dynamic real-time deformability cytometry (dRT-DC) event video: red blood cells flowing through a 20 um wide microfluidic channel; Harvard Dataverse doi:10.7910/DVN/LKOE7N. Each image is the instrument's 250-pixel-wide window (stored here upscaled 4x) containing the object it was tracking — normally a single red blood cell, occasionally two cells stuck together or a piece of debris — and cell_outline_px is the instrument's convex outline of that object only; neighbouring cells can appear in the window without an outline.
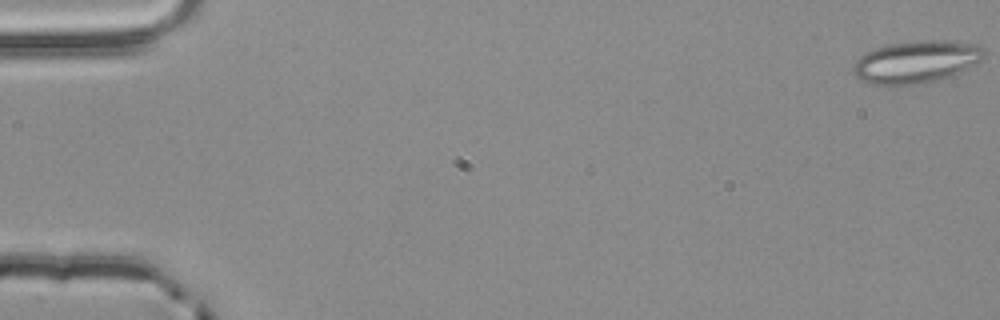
{"species": "common noctule bat (a hibernating species)", "species_latin": "Nyctalus noctula", "temperature_condition": "room temperature", "stored_images_in_passage": 55, "camera_frame_rate_fps": 3000, "um_per_image_px": 0.085, "animal": {"sex": "male", "body_mass_g": 20.4}, "frame": {"image": 1, "passage_image": 1, "time_ms": 0.0, "image_size_px": [1000, 320], "cell_outline_px": [[984, 56], [976, 64], [960, 72], [936, 80], [920, 84], [872, 84], [856, 76], [852, 72], [852, 68], [856, 60], [864, 52], [872, 48], [888, 44], [924, 40], [960, 40], [976, 44], [984, 48]], "centroid_in_image_um": [77.89, 5.22], "position_along_channel_um": 7.1, "area_um2": 32.37}}
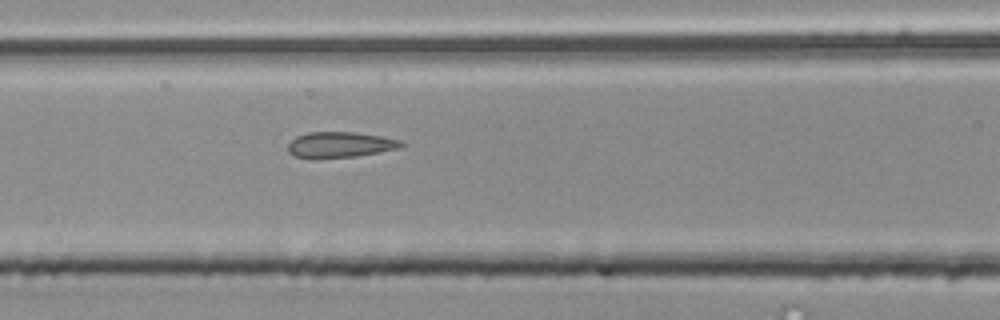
{"frame": {"image": 2, "passage_image": 24, "time_ms": 7.667, "image_size_px": [1000, 320], "cell_outline_px": [[404, 144], [400, 148], [380, 152], [356, 156], [316, 160], [312, 160], [296, 156], [288, 152], [288, 144], [296, 136], [308, 132], [352, 132], [380, 136], [400, 140]], "centroid_in_image_um": [28.86, 12.32], "position_along_channel_um": 137.7, "area_um2": 17.22}}
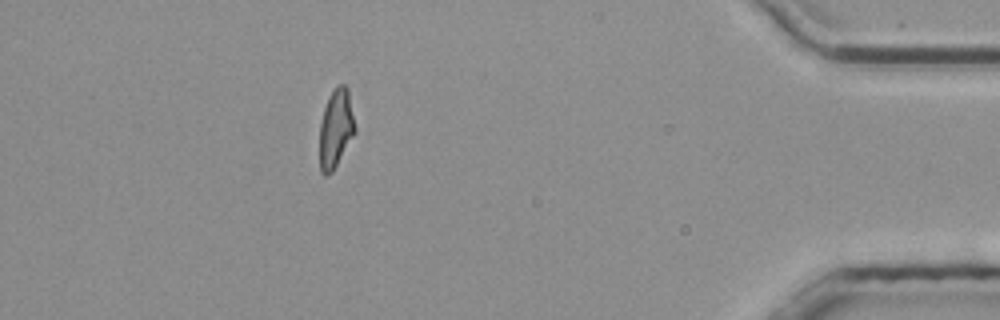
{"frame": {"image": 3, "passage_image": 49, "time_ms": 16.0, "image_size_px": [1000, 320], "cell_outline_px": [[356, 132], [332, 172], [328, 176], [324, 176], [320, 172], [320, 124], [324, 108], [328, 96], [336, 84], [344, 84], [348, 88], [356, 128]], "centroid_in_image_um": [28.55, 10.9], "position_along_channel_um": 406.7, "area_um2": 16.42}, "authors_computed_cell_mechanics": {"area_um2": 17.051, "velocity_mm_per_s": 3.868, "shape_relaxation_time_tau1_ms": null, "shape_relaxation_time_tau2_ms": 1.1857, "deformation_change_tau1": null, "deformation_change_tau2": 0.0983}}